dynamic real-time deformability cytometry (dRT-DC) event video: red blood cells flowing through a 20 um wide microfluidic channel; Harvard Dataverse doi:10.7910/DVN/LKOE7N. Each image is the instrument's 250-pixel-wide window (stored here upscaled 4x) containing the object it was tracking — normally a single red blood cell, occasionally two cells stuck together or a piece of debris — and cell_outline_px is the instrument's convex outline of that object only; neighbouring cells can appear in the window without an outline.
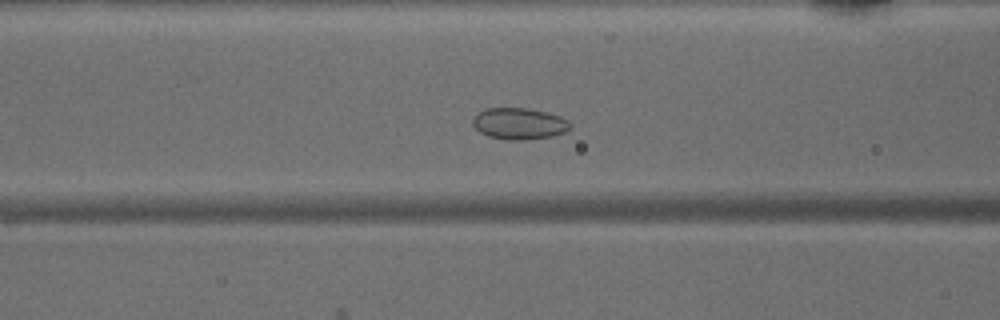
{"species": "common noctule bat (a hibernating species)", "species_latin": "Nyctalus noctula", "temperature_condition": "warm", "stored_images_in_passage": 47, "camera_frame_rate_fps": 3000, "um_per_image_px": 0.085, "animal": {"sex": "male", "body_mass_g": 15.6}, "frame": {"image": 1, "passage_image": 20, "time_ms": 6.333, "image_size_px": [1000, 320], "cell_outline_px": [[568, 128], [564, 132], [552, 136], [524, 140], [508, 140], [488, 136], [480, 132], [472, 124], [472, 120], [484, 108], [528, 108], [560, 116], [568, 120]], "centroid_in_image_um": [44.1, 10.51], "position_along_channel_um": 122.5, "area_um2": 17.63}}
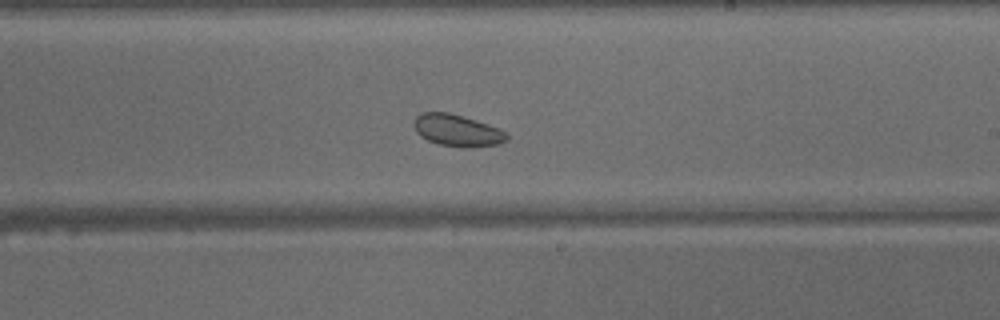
{"frame": {"image": 2, "passage_image": 29, "time_ms": 9.333, "image_size_px": [1000, 320], "cell_outline_px": [[508, 140], [500, 144], [468, 148], [440, 144], [428, 140], [420, 136], [416, 132], [412, 124], [416, 116], [420, 112], [448, 112], [464, 116], [500, 128], [508, 132]], "centroid_in_image_um": [38.88, 11.08], "position_along_channel_um": 250.1, "area_um2": 17.51}}
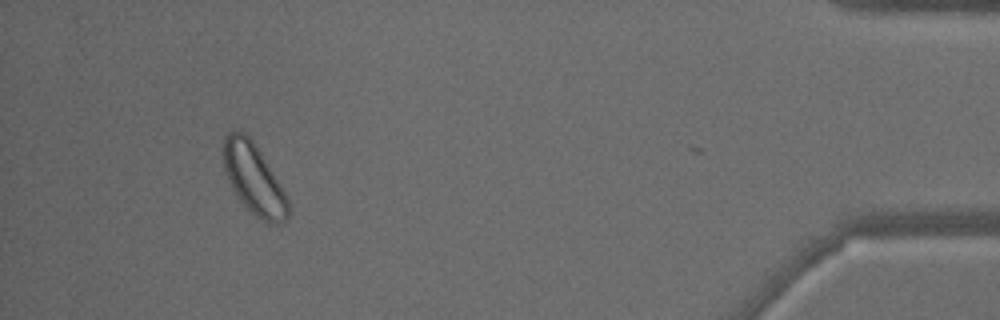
{"frame": {"image": 3, "passage_image": 45, "time_ms": 14.667, "image_size_px": [1000, 320], "cell_outline_px": [[288, 216], [280, 224], [268, 224], [260, 220], [240, 200], [224, 168], [224, 136], [228, 132], [244, 132], [252, 140], [268, 164], [280, 184], [288, 200]], "centroid_in_image_um": [21.6, 15.23], "position_along_channel_um": 413.6, "area_um2": 25.84}}